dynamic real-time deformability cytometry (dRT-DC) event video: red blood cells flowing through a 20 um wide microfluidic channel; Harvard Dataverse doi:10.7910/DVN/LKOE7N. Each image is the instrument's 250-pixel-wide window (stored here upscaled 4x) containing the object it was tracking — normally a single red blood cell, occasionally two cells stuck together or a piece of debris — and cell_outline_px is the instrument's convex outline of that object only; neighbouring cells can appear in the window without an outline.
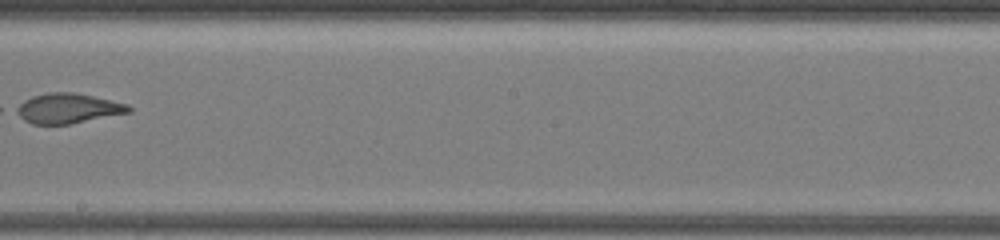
{"species": "common noctule bat (a hibernating species)", "species_latin": "Nyctalus noctula", "temperature_condition": "warm", "stored_images_in_passage": 26, "segment_of_instrument_passage": [2, 2], "camera_frame_rate_fps": 3000, "um_per_image_px": 0.085, "animal": {"sex": "female", "body_mass_g": 19.5, "forearm_length_mm": 54.1}, "frame": {"image": 1, "passage_image": 23, "time_ms": 16.333, "image_size_px": [1000, 240], "cell_outline_px": [[132, 112], [72, 124], [32, 124], [24, 120], [12, 112], [12, 108], [24, 100], [32, 96], [48, 92], [72, 92], [92, 96], [128, 104], [132, 108]], "centroid_in_image_um": [5.72, 9.22], "position_along_channel_um": 242.5, "area_um2": 19.94}}